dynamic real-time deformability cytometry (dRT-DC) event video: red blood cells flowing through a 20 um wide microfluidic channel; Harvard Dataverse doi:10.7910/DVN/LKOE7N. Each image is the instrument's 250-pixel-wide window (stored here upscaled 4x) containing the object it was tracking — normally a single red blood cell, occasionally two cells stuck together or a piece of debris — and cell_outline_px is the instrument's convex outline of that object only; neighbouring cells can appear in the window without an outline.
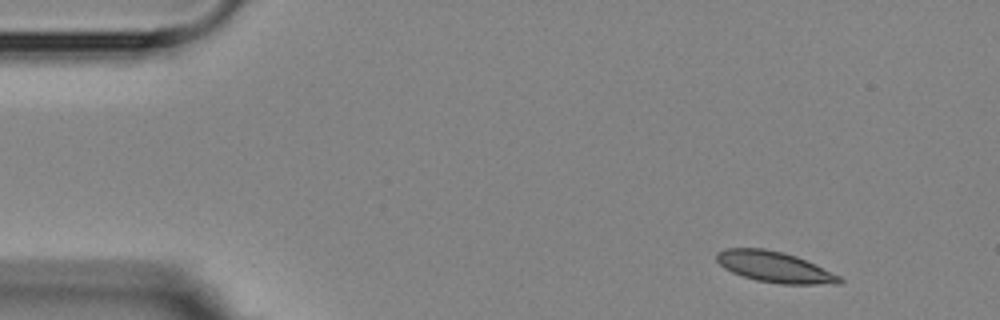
{"species": "Egyptian fruit bat (a non-hibernating species)", "species_latin": "Rousettus aegyptiacus", "temperature_condition": "room temperature", "stored_images_in_passage": 5, "camera_frame_rate_fps": 3000, "um_per_image_px": 0.085, "animal": {"sex": "female"}, "frame": {"image": 1, "passage_image": 1, "time_ms": 0.0, "image_size_px": [1000, 320], "cell_outline_px": [[844, 280], [840, 284], [780, 284], [756, 280], [732, 272], [724, 268], [716, 260], [716, 252], [724, 248], [764, 248], [784, 252], [796, 256], [816, 264], [840, 276]], "centroid_in_image_um": [65.84, 22.68], "position_along_channel_um": 19.2, "area_um2": 22.2}}
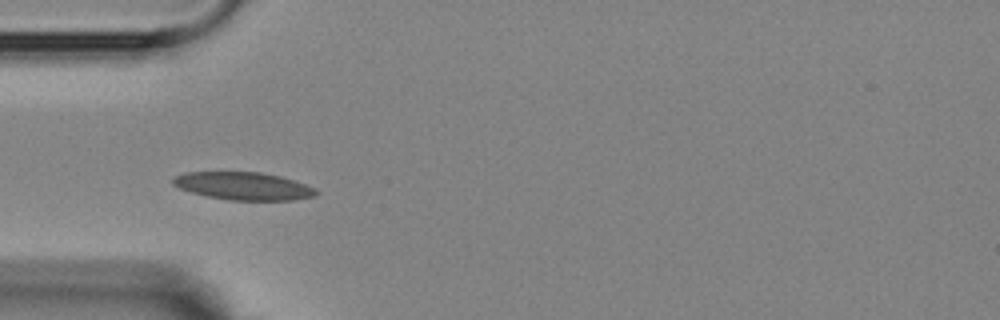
{"frame": {"image": 2, "passage_image": 4, "time_ms": 3.667, "image_size_px": [1000, 320], "cell_outline_px": [[320, 192], [316, 196], [292, 200], [228, 200], [208, 196], [192, 192], [180, 188], [172, 184], [172, 176], [184, 172], [260, 172], [280, 176], [316, 188]], "centroid_in_image_um": [20.69, 15.81], "position_along_channel_um": 64.3, "area_um2": 23.18}}
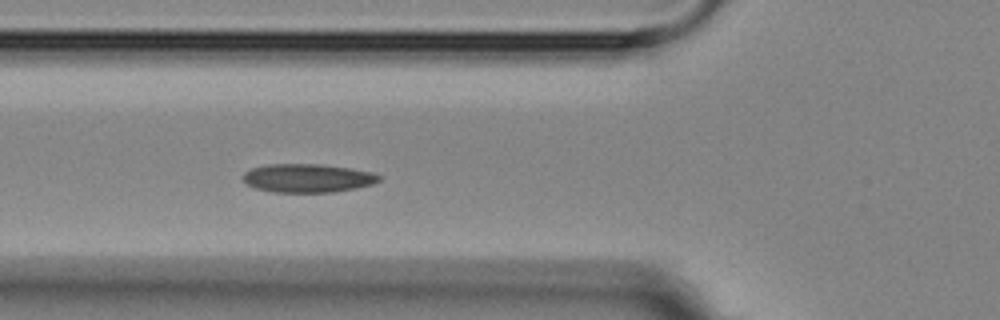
{"frame": {"image": 3, "passage_image": 5, "time_ms": 4.667, "image_size_px": [1000, 320], "cell_outline_px": [[380, 180], [372, 184], [356, 188], [332, 192], [272, 192], [256, 188], [248, 184], [244, 180], [244, 172], [252, 168], [268, 164], [320, 164], [348, 168], [372, 172], [380, 176]], "centroid_in_image_um": [26.15, 15.14], "position_along_channel_um": 99.7, "area_um2": 22.43}}